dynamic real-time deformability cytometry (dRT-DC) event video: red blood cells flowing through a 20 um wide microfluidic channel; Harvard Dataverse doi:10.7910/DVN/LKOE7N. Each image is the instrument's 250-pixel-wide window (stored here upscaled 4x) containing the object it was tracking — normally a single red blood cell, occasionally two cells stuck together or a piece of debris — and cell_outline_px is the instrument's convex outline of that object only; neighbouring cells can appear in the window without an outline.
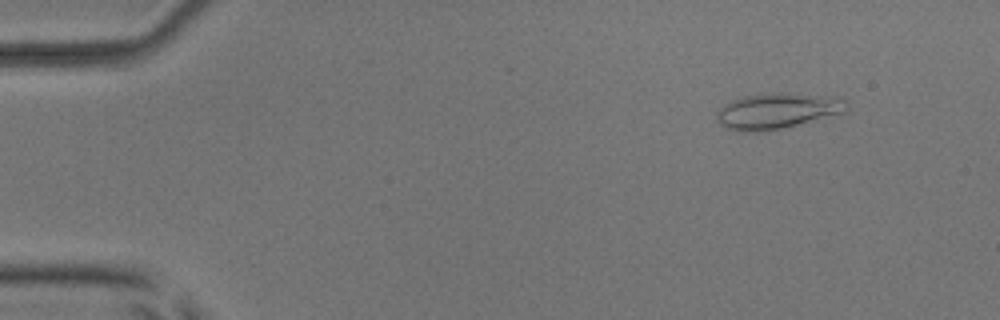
{"species": "common noctule bat (a hibernating species)", "species_latin": "Nyctalus noctula", "temperature_condition": "room temperature", "stored_images_in_passage": 53, "camera_frame_rate_fps": 3000, "um_per_image_px": 0.085, "animal": {"sex": "male", "body_mass_g": 17.9, "forearm_length_mm": 54.2}, "frame": {"image": 1, "passage_image": 6, "time_ms": 1.667, "image_size_px": [1000, 320], "cell_outline_px": [[848, 112], [784, 128], [760, 132], [752, 132], [728, 128], [720, 124], [716, 120], [716, 116], [720, 108], [724, 104], [732, 100], [744, 96], [768, 92], [788, 92], [840, 96], [848, 104]], "centroid_in_image_um": [66.15, 9.4], "position_along_channel_um": 18.9, "area_um2": 27.63}}
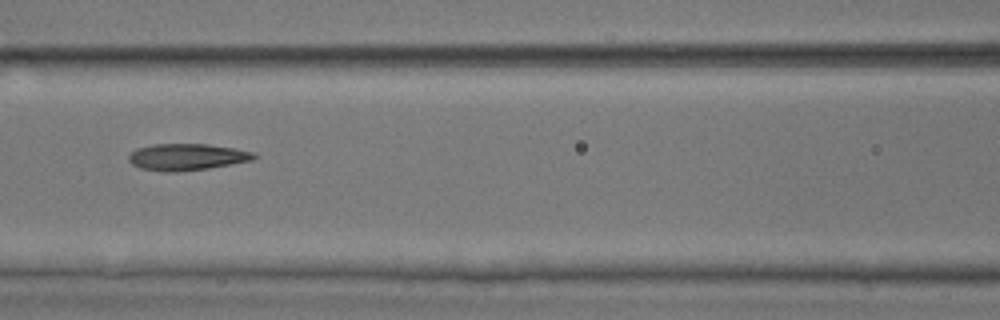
{"frame": {"image": 2, "passage_image": 24, "time_ms": 7.667, "image_size_px": [1000, 320], "cell_outline_px": [[260, 156], [252, 160], [208, 168], [176, 172], [164, 172], [140, 168], [132, 164], [128, 160], [128, 156], [136, 148], [152, 144], [208, 144], [236, 148], [252, 152]], "centroid_in_image_um": [15.88, 13.34], "position_along_channel_um": 150.7, "area_um2": 19.54}}
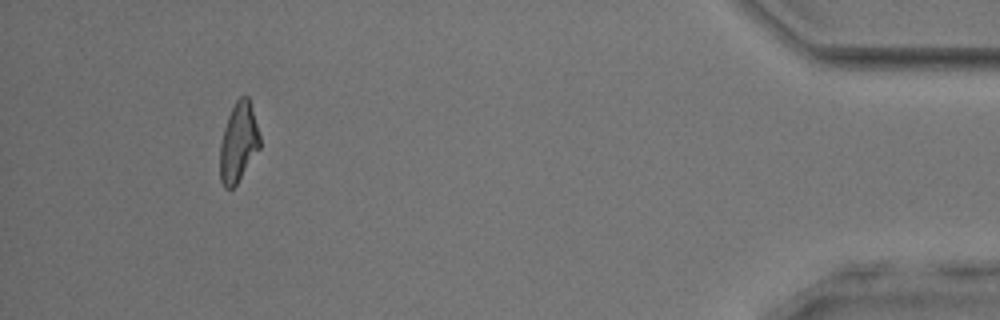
{"frame": {"image": 3, "passage_image": 49, "time_ms": 16.0, "image_size_px": [1000, 320], "cell_outline_px": [[260, 148], [236, 184], [232, 188], [224, 188], [220, 180], [220, 144], [224, 128], [228, 116], [236, 100], [240, 96], [248, 96], [252, 108], [260, 136]], "centroid_in_image_um": [20.26, 12.1], "position_along_channel_um": 414.9, "area_um2": 18.26}, "authors_computed_cell_mechanics": {"area_um2": 19.5942, "velocity_mm_per_s": 3.9356, "shape_relaxation_time_tau1_ms": 6.4218, "shape_relaxation_time_tau2_ms": 2.0428, "deformation_change_tau1": 0.1954, "deformation_change_tau2": 0.1163}}